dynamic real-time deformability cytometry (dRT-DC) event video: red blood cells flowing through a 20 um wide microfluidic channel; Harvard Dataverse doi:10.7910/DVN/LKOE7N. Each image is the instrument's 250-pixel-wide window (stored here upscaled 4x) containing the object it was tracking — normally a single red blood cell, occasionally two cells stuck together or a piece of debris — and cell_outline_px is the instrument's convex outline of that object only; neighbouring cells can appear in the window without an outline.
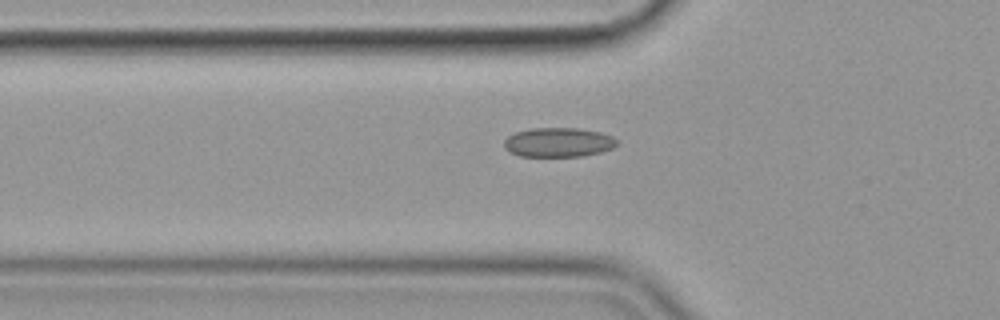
{"species": "common noctule bat (a hibernating species)", "species_latin": "Nyctalus noctula", "temperature_condition": "cold", "stored_images_in_passage": 43, "camera_frame_rate_fps": 3000, "um_per_image_px": 0.085, "animal": {"sex": "female", "body_mass_g": 19.9}, "frame": {"image": 1, "passage_image": 9, "time_ms": 2.667, "image_size_px": [1000, 320], "cell_outline_px": [[620, 144], [612, 148], [600, 152], [580, 156], [520, 156], [508, 152], [504, 148], [504, 140], [508, 136], [516, 132], [532, 128], [580, 128], [600, 132], [612, 136], [620, 140]], "centroid_in_image_um": [47.48, 12.09], "position_along_channel_um": 78.3, "area_um2": 19.48}}
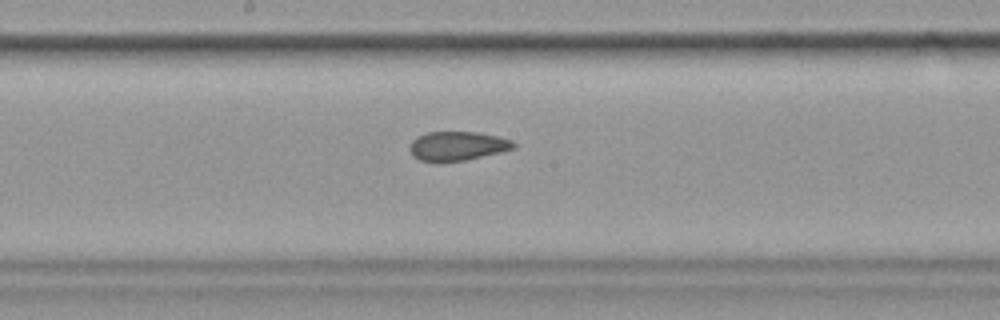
{"frame": {"image": 2, "passage_image": 20, "time_ms": 6.333, "image_size_px": [1000, 320], "cell_outline_px": [[516, 148], [500, 152], [464, 160], [420, 160], [412, 156], [408, 148], [412, 140], [416, 136], [428, 132], [476, 132], [496, 136], [512, 140], [516, 144]], "centroid_in_image_um": [38.87, 12.38], "position_along_channel_um": 209.3, "area_um2": 17.34}}
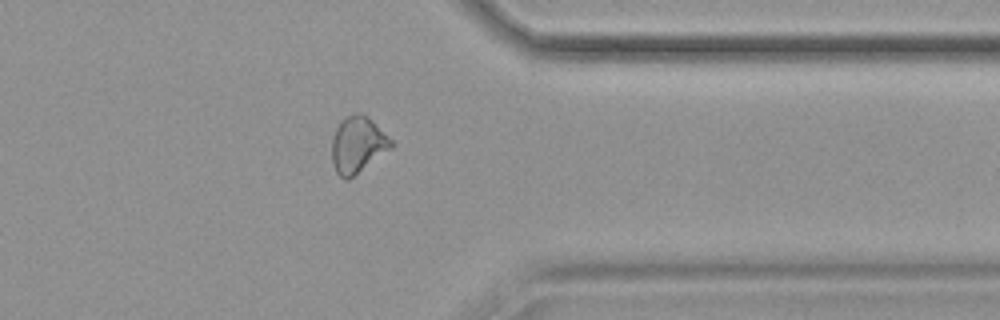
{"frame": {"image": 3, "passage_image": 35, "time_ms": 11.333, "image_size_px": [1000, 320], "cell_outline_px": [[392, 148], [348, 180], [344, 180], [336, 172], [332, 164], [332, 136], [340, 120], [344, 116], [356, 112], [360, 112], [368, 116], [392, 140]], "centroid_in_image_um": [30.38, 12.28], "position_along_channel_um": 381.0, "area_um2": 19.65}, "authors_computed_cell_mechanics": {"area_um2": 19.1318, "velocity_mm_per_s": 3.5716, "shape_relaxation_time_tau1_ms": null, "shape_relaxation_time_tau2_ms": 2.0944, "deformation_change_tau1": null, "deformation_change_tau2": 0.0696}}